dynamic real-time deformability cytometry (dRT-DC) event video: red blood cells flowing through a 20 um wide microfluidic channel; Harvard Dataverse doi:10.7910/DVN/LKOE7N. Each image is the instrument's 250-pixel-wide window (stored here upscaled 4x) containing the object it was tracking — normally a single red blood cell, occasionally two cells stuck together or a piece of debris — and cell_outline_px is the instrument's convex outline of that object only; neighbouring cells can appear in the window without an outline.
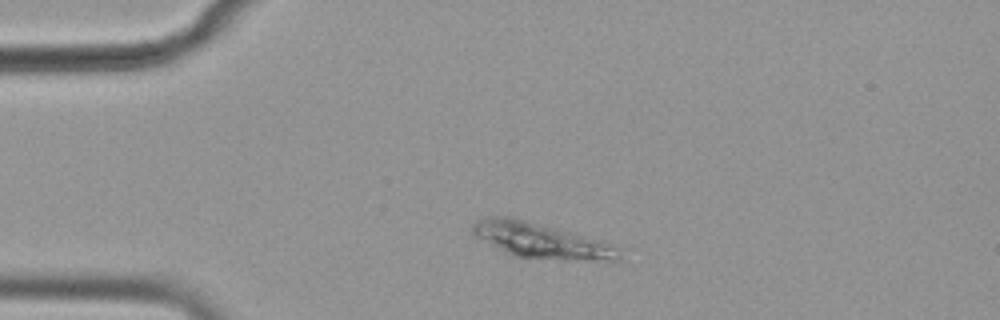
{"species": "common noctule bat (a hibernating species)", "species_latin": "Nyctalus noctula", "temperature_condition": "cold", "stored_images_in_passage": 51, "camera_frame_rate_fps": 3000, "um_per_image_px": 0.085, "animal": {"sex": "female", "body_mass_g": 19.9}, "frame": {"image": 1, "passage_image": 7, "time_ms": 2.0, "image_size_px": [1000, 320], "cell_outline_px": [[620, 260], [560, 260], [516, 256], [504, 252], [472, 236], [472, 224], [476, 220], [484, 216], [516, 216], [604, 240], [620, 248]], "centroid_in_image_um": [45.97, 20.41], "position_along_channel_um": 39.0, "area_um2": 31.04}}
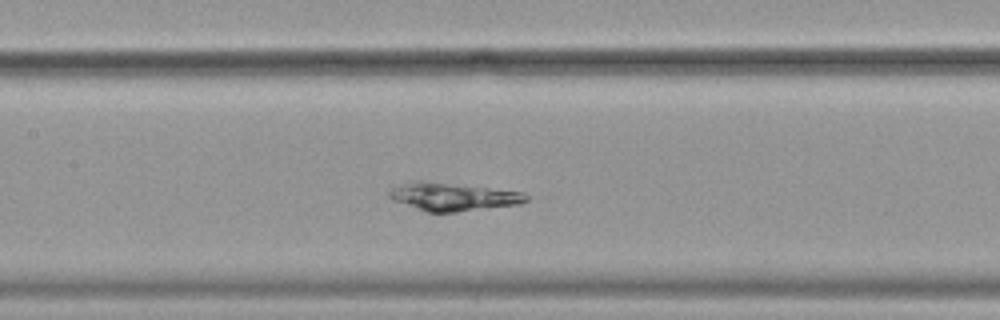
{"frame": {"image": 2, "passage_image": 21, "time_ms": 6.667, "image_size_px": [1000, 320], "cell_outline_px": [[532, 196], [528, 200], [520, 204], [456, 212], [428, 212], [392, 200], [388, 196], [388, 188], [412, 180], [424, 180], [524, 192]], "centroid_in_image_um": [38.48, 16.7], "position_along_channel_um": 168.9, "area_um2": 22.66}}
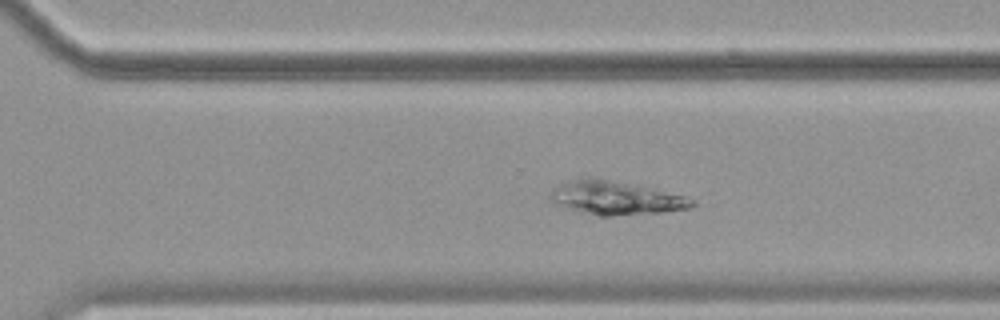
{"frame": {"image": 3, "passage_image": 34, "time_ms": 11.0, "image_size_px": [1000, 320], "cell_outline_px": [[696, 204], [692, 208], [660, 212], [612, 216], [596, 216], [560, 208], [552, 204], [548, 200], [548, 196], [552, 188], [560, 180], [588, 176], [592, 176], [688, 196]], "centroid_in_image_um": [52.15, 16.81], "position_along_channel_um": 318.4, "area_um2": 28.73}}